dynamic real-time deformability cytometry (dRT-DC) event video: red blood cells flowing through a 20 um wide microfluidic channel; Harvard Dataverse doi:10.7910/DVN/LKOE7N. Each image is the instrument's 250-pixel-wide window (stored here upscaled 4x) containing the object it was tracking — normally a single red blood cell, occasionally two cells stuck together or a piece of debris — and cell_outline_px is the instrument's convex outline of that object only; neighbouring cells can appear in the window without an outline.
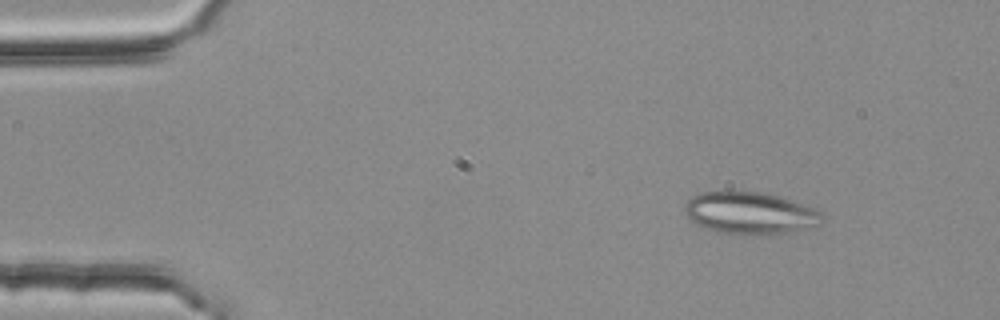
{"species": "common noctule bat (a hibernating species)", "species_latin": "Nyctalus noctula", "temperature_condition": "room temperature", "stored_images_in_passage": 3, "camera_frame_rate_fps": 3000, "um_per_image_px": 0.085, "animal": {"sex": "female", "body_mass_g": 25.1}, "frame": {"image": 1, "passage_image": 1, "time_ms": 0.0, "image_size_px": [1000, 320], "cell_outline_px": [[820, 216], [816, 224], [812, 228], [768, 236], [756, 236], [716, 232], [704, 228], [696, 224], [684, 212], [684, 208], [688, 200], [692, 196], [704, 192], [760, 192], [792, 200], [816, 208], [820, 212]], "centroid_in_image_um": [63.74, 18.15], "position_along_channel_um": 21.3, "area_um2": 33.76}}